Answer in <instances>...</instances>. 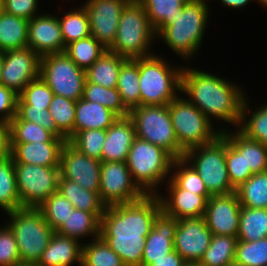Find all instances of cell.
Returning a JSON list of instances; mask_svg holds the SVG:
<instances>
[{
	"label": "cell",
	"mask_w": 267,
	"mask_h": 266,
	"mask_svg": "<svg viewBox=\"0 0 267 266\" xmlns=\"http://www.w3.org/2000/svg\"><path fill=\"white\" fill-rule=\"evenodd\" d=\"M145 195L133 181L126 162H101L99 196L106 206L132 203Z\"/></svg>",
	"instance_id": "4fadbf2b"
},
{
	"label": "cell",
	"mask_w": 267,
	"mask_h": 266,
	"mask_svg": "<svg viewBox=\"0 0 267 266\" xmlns=\"http://www.w3.org/2000/svg\"><path fill=\"white\" fill-rule=\"evenodd\" d=\"M5 12L4 0H0V16Z\"/></svg>",
	"instance_id": "6125c7cd"
},
{
	"label": "cell",
	"mask_w": 267,
	"mask_h": 266,
	"mask_svg": "<svg viewBox=\"0 0 267 266\" xmlns=\"http://www.w3.org/2000/svg\"><path fill=\"white\" fill-rule=\"evenodd\" d=\"M20 254L14 233L4 223L0 225V266L20 264Z\"/></svg>",
	"instance_id": "816d5d0a"
},
{
	"label": "cell",
	"mask_w": 267,
	"mask_h": 266,
	"mask_svg": "<svg viewBox=\"0 0 267 266\" xmlns=\"http://www.w3.org/2000/svg\"><path fill=\"white\" fill-rule=\"evenodd\" d=\"M221 135L242 155L246 169L255 174L267 170V146L250 139L237 128L229 129Z\"/></svg>",
	"instance_id": "d4e9b609"
},
{
	"label": "cell",
	"mask_w": 267,
	"mask_h": 266,
	"mask_svg": "<svg viewBox=\"0 0 267 266\" xmlns=\"http://www.w3.org/2000/svg\"><path fill=\"white\" fill-rule=\"evenodd\" d=\"M29 20L4 12L0 16V50L27 47Z\"/></svg>",
	"instance_id": "4dcf8cb0"
},
{
	"label": "cell",
	"mask_w": 267,
	"mask_h": 266,
	"mask_svg": "<svg viewBox=\"0 0 267 266\" xmlns=\"http://www.w3.org/2000/svg\"><path fill=\"white\" fill-rule=\"evenodd\" d=\"M9 154V123L0 120V157L7 156Z\"/></svg>",
	"instance_id": "9f6ffc18"
},
{
	"label": "cell",
	"mask_w": 267,
	"mask_h": 266,
	"mask_svg": "<svg viewBox=\"0 0 267 266\" xmlns=\"http://www.w3.org/2000/svg\"><path fill=\"white\" fill-rule=\"evenodd\" d=\"M229 266H242V265H239V264H236V263H232L231 265Z\"/></svg>",
	"instance_id": "e7e4bbea"
},
{
	"label": "cell",
	"mask_w": 267,
	"mask_h": 266,
	"mask_svg": "<svg viewBox=\"0 0 267 266\" xmlns=\"http://www.w3.org/2000/svg\"><path fill=\"white\" fill-rule=\"evenodd\" d=\"M169 114L178 145L186 152L212 143L221 132L183 94L169 104Z\"/></svg>",
	"instance_id": "ba28073f"
},
{
	"label": "cell",
	"mask_w": 267,
	"mask_h": 266,
	"mask_svg": "<svg viewBox=\"0 0 267 266\" xmlns=\"http://www.w3.org/2000/svg\"><path fill=\"white\" fill-rule=\"evenodd\" d=\"M53 91L41 77L28 83L18 95L17 105H32L33 108L49 109Z\"/></svg>",
	"instance_id": "c3c4849f"
},
{
	"label": "cell",
	"mask_w": 267,
	"mask_h": 266,
	"mask_svg": "<svg viewBox=\"0 0 267 266\" xmlns=\"http://www.w3.org/2000/svg\"><path fill=\"white\" fill-rule=\"evenodd\" d=\"M220 3H222V5L224 6V8L226 7V9L229 8L230 9H234V10H239L242 8L244 9V7L246 8L251 2L256 1V0H219Z\"/></svg>",
	"instance_id": "6f0895ef"
},
{
	"label": "cell",
	"mask_w": 267,
	"mask_h": 266,
	"mask_svg": "<svg viewBox=\"0 0 267 266\" xmlns=\"http://www.w3.org/2000/svg\"><path fill=\"white\" fill-rule=\"evenodd\" d=\"M15 266H37L36 264L20 263Z\"/></svg>",
	"instance_id": "be15d7a7"
},
{
	"label": "cell",
	"mask_w": 267,
	"mask_h": 266,
	"mask_svg": "<svg viewBox=\"0 0 267 266\" xmlns=\"http://www.w3.org/2000/svg\"><path fill=\"white\" fill-rule=\"evenodd\" d=\"M39 0H4L5 12L30 20L39 13Z\"/></svg>",
	"instance_id": "f5cc1de1"
},
{
	"label": "cell",
	"mask_w": 267,
	"mask_h": 266,
	"mask_svg": "<svg viewBox=\"0 0 267 266\" xmlns=\"http://www.w3.org/2000/svg\"><path fill=\"white\" fill-rule=\"evenodd\" d=\"M81 257L82 243L55 232L36 265L81 266Z\"/></svg>",
	"instance_id": "cb8c5ba5"
},
{
	"label": "cell",
	"mask_w": 267,
	"mask_h": 266,
	"mask_svg": "<svg viewBox=\"0 0 267 266\" xmlns=\"http://www.w3.org/2000/svg\"><path fill=\"white\" fill-rule=\"evenodd\" d=\"M82 98L103 105L118 117L129 116V110L123 104L120 93L116 88H106L86 80Z\"/></svg>",
	"instance_id": "b9f144b4"
},
{
	"label": "cell",
	"mask_w": 267,
	"mask_h": 266,
	"mask_svg": "<svg viewBox=\"0 0 267 266\" xmlns=\"http://www.w3.org/2000/svg\"><path fill=\"white\" fill-rule=\"evenodd\" d=\"M2 70H3V52H0V84H1Z\"/></svg>",
	"instance_id": "91938a15"
},
{
	"label": "cell",
	"mask_w": 267,
	"mask_h": 266,
	"mask_svg": "<svg viewBox=\"0 0 267 266\" xmlns=\"http://www.w3.org/2000/svg\"><path fill=\"white\" fill-rule=\"evenodd\" d=\"M235 192L242 207L267 209V170L253 174Z\"/></svg>",
	"instance_id": "d590c367"
},
{
	"label": "cell",
	"mask_w": 267,
	"mask_h": 266,
	"mask_svg": "<svg viewBox=\"0 0 267 266\" xmlns=\"http://www.w3.org/2000/svg\"><path fill=\"white\" fill-rule=\"evenodd\" d=\"M183 266H203L199 261L185 262Z\"/></svg>",
	"instance_id": "680465c9"
},
{
	"label": "cell",
	"mask_w": 267,
	"mask_h": 266,
	"mask_svg": "<svg viewBox=\"0 0 267 266\" xmlns=\"http://www.w3.org/2000/svg\"><path fill=\"white\" fill-rule=\"evenodd\" d=\"M170 178L181 189L196 192L197 195H203L207 199L211 197L197 171L183 157L173 160Z\"/></svg>",
	"instance_id": "7bdbcfd3"
},
{
	"label": "cell",
	"mask_w": 267,
	"mask_h": 266,
	"mask_svg": "<svg viewBox=\"0 0 267 266\" xmlns=\"http://www.w3.org/2000/svg\"><path fill=\"white\" fill-rule=\"evenodd\" d=\"M136 137L163 148L174 159L184 151L178 145L168 105H140L129 111Z\"/></svg>",
	"instance_id": "9c48e42d"
},
{
	"label": "cell",
	"mask_w": 267,
	"mask_h": 266,
	"mask_svg": "<svg viewBox=\"0 0 267 266\" xmlns=\"http://www.w3.org/2000/svg\"><path fill=\"white\" fill-rule=\"evenodd\" d=\"M40 60L28 46L3 52L1 84L19 95L28 83L40 77Z\"/></svg>",
	"instance_id": "5bb4252c"
},
{
	"label": "cell",
	"mask_w": 267,
	"mask_h": 266,
	"mask_svg": "<svg viewBox=\"0 0 267 266\" xmlns=\"http://www.w3.org/2000/svg\"><path fill=\"white\" fill-rule=\"evenodd\" d=\"M249 98L247 95L243 101L237 129L246 137L267 146V101L252 107Z\"/></svg>",
	"instance_id": "83f0119b"
},
{
	"label": "cell",
	"mask_w": 267,
	"mask_h": 266,
	"mask_svg": "<svg viewBox=\"0 0 267 266\" xmlns=\"http://www.w3.org/2000/svg\"><path fill=\"white\" fill-rule=\"evenodd\" d=\"M106 130L90 129L75 133L68 142L84 155L101 161Z\"/></svg>",
	"instance_id": "7dc6e473"
},
{
	"label": "cell",
	"mask_w": 267,
	"mask_h": 266,
	"mask_svg": "<svg viewBox=\"0 0 267 266\" xmlns=\"http://www.w3.org/2000/svg\"><path fill=\"white\" fill-rule=\"evenodd\" d=\"M43 12L29 20L27 46L40 57L65 52L58 16Z\"/></svg>",
	"instance_id": "d6986e66"
},
{
	"label": "cell",
	"mask_w": 267,
	"mask_h": 266,
	"mask_svg": "<svg viewBox=\"0 0 267 266\" xmlns=\"http://www.w3.org/2000/svg\"><path fill=\"white\" fill-rule=\"evenodd\" d=\"M225 161L231 185L236 189L253 175L242 156L227 140Z\"/></svg>",
	"instance_id": "f907efd6"
},
{
	"label": "cell",
	"mask_w": 267,
	"mask_h": 266,
	"mask_svg": "<svg viewBox=\"0 0 267 266\" xmlns=\"http://www.w3.org/2000/svg\"><path fill=\"white\" fill-rule=\"evenodd\" d=\"M73 9L63 11L61 17L58 16L64 45L80 40L91 35L89 17L85 7L81 4ZM65 12V13H64Z\"/></svg>",
	"instance_id": "e575fe53"
},
{
	"label": "cell",
	"mask_w": 267,
	"mask_h": 266,
	"mask_svg": "<svg viewBox=\"0 0 267 266\" xmlns=\"http://www.w3.org/2000/svg\"><path fill=\"white\" fill-rule=\"evenodd\" d=\"M104 212H87L74 209L70 216L56 233L81 241L91 237L90 240L100 236V218Z\"/></svg>",
	"instance_id": "4316f807"
},
{
	"label": "cell",
	"mask_w": 267,
	"mask_h": 266,
	"mask_svg": "<svg viewBox=\"0 0 267 266\" xmlns=\"http://www.w3.org/2000/svg\"><path fill=\"white\" fill-rule=\"evenodd\" d=\"M241 204L236 192L211 195L204 219L213 235L237 236Z\"/></svg>",
	"instance_id": "ac0fdd59"
},
{
	"label": "cell",
	"mask_w": 267,
	"mask_h": 266,
	"mask_svg": "<svg viewBox=\"0 0 267 266\" xmlns=\"http://www.w3.org/2000/svg\"><path fill=\"white\" fill-rule=\"evenodd\" d=\"M144 7L151 26L157 35L178 13L188 0H138Z\"/></svg>",
	"instance_id": "836d02e7"
},
{
	"label": "cell",
	"mask_w": 267,
	"mask_h": 266,
	"mask_svg": "<svg viewBox=\"0 0 267 266\" xmlns=\"http://www.w3.org/2000/svg\"><path fill=\"white\" fill-rule=\"evenodd\" d=\"M186 65L185 63L181 75V94H185L184 96L221 133L233 129V126L237 128L240 123L243 101L248 93L245 91L247 89L229 81L230 79L226 77L223 78L220 74L216 75L210 71L192 67L190 64ZM218 122L227 123L228 126L225 124L223 126L222 123L217 124Z\"/></svg>",
	"instance_id": "7a4b0ae2"
},
{
	"label": "cell",
	"mask_w": 267,
	"mask_h": 266,
	"mask_svg": "<svg viewBox=\"0 0 267 266\" xmlns=\"http://www.w3.org/2000/svg\"><path fill=\"white\" fill-rule=\"evenodd\" d=\"M126 60L107 50L85 71L86 80L106 88H116L120 68Z\"/></svg>",
	"instance_id": "f1b7e54d"
},
{
	"label": "cell",
	"mask_w": 267,
	"mask_h": 266,
	"mask_svg": "<svg viewBox=\"0 0 267 266\" xmlns=\"http://www.w3.org/2000/svg\"><path fill=\"white\" fill-rule=\"evenodd\" d=\"M234 263L242 266H267V237L255 241L238 240Z\"/></svg>",
	"instance_id": "bcb514c9"
},
{
	"label": "cell",
	"mask_w": 267,
	"mask_h": 266,
	"mask_svg": "<svg viewBox=\"0 0 267 266\" xmlns=\"http://www.w3.org/2000/svg\"><path fill=\"white\" fill-rule=\"evenodd\" d=\"M208 2L209 0H188L182 12L156 35V40L163 42L184 64H191V60H196L194 57L199 56L198 52L201 51L206 28L211 21L212 10Z\"/></svg>",
	"instance_id": "3957f363"
},
{
	"label": "cell",
	"mask_w": 267,
	"mask_h": 266,
	"mask_svg": "<svg viewBox=\"0 0 267 266\" xmlns=\"http://www.w3.org/2000/svg\"><path fill=\"white\" fill-rule=\"evenodd\" d=\"M237 236L213 235L200 263L203 266H229L234 263Z\"/></svg>",
	"instance_id": "74e56055"
},
{
	"label": "cell",
	"mask_w": 267,
	"mask_h": 266,
	"mask_svg": "<svg viewBox=\"0 0 267 266\" xmlns=\"http://www.w3.org/2000/svg\"><path fill=\"white\" fill-rule=\"evenodd\" d=\"M267 237V209L241 207L238 240L255 241Z\"/></svg>",
	"instance_id": "8d00e7d4"
},
{
	"label": "cell",
	"mask_w": 267,
	"mask_h": 266,
	"mask_svg": "<svg viewBox=\"0 0 267 266\" xmlns=\"http://www.w3.org/2000/svg\"><path fill=\"white\" fill-rule=\"evenodd\" d=\"M66 142L9 143L13 163L59 167L61 150Z\"/></svg>",
	"instance_id": "603a6c76"
},
{
	"label": "cell",
	"mask_w": 267,
	"mask_h": 266,
	"mask_svg": "<svg viewBox=\"0 0 267 266\" xmlns=\"http://www.w3.org/2000/svg\"><path fill=\"white\" fill-rule=\"evenodd\" d=\"M177 220L161 211L149 235L146 237L142 265H150L174 250L173 240Z\"/></svg>",
	"instance_id": "44dd1931"
},
{
	"label": "cell",
	"mask_w": 267,
	"mask_h": 266,
	"mask_svg": "<svg viewBox=\"0 0 267 266\" xmlns=\"http://www.w3.org/2000/svg\"><path fill=\"white\" fill-rule=\"evenodd\" d=\"M135 138L136 133L132 119L129 116L118 117L106 130L101 162H125Z\"/></svg>",
	"instance_id": "7402d4cb"
},
{
	"label": "cell",
	"mask_w": 267,
	"mask_h": 266,
	"mask_svg": "<svg viewBox=\"0 0 267 266\" xmlns=\"http://www.w3.org/2000/svg\"><path fill=\"white\" fill-rule=\"evenodd\" d=\"M18 194L22 207L38 208L58 190L59 167L14 163Z\"/></svg>",
	"instance_id": "7c38bea8"
},
{
	"label": "cell",
	"mask_w": 267,
	"mask_h": 266,
	"mask_svg": "<svg viewBox=\"0 0 267 266\" xmlns=\"http://www.w3.org/2000/svg\"><path fill=\"white\" fill-rule=\"evenodd\" d=\"M184 263V259L175 250H173L165 257L159 260H154L152 264L142 266H183Z\"/></svg>",
	"instance_id": "11a10c76"
},
{
	"label": "cell",
	"mask_w": 267,
	"mask_h": 266,
	"mask_svg": "<svg viewBox=\"0 0 267 266\" xmlns=\"http://www.w3.org/2000/svg\"><path fill=\"white\" fill-rule=\"evenodd\" d=\"M118 116L103 105L79 99L76 103L74 134L90 129L107 130Z\"/></svg>",
	"instance_id": "484cf974"
},
{
	"label": "cell",
	"mask_w": 267,
	"mask_h": 266,
	"mask_svg": "<svg viewBox=\"0 0 267 266\" xmlns=\"http://www.w3.org/2000/svg\"><path fill=\"white\" fill-rule=\"evenodd\" d=\"M162 211L157 195L124 204L106 206L100 218V237L125 266H142L146 237Z\"/></svg>",
	"instance_id": "6da1fadb"
},
{
	"label": "cell",
	"mask_w": 267,
	"mask_h": 266,
	"mask_svg": "<svg viewBox=\"0 0 267 266\" xmlns=\"http://www.w3.org/2000/svg\"><path fill=\"white\" fill-rule=\"evenodd\" d=\"M159 55L139 58L140 105H168L181 93L184 65Z\"/></svg>",
	"instance_id": "5b68a950"
},
{
	"label": "cell",
	"mask_w": 267,
	"mask_h": 266,
	"mask_svg": "<svg viewBox=\"0 0 267 266\" xmlns=\"http://www.w3.org/2000/svg\"><path fill=\"white\" fill-rule=\"evenodd\" d=\"M18 94L0 84V120L10 122L17 115Z\"/></svg>",
	"instance_id": "db71d44e"
},
{
	"label": "cell",
	"mask_w": 267,
	"mask_h": 266,
	"mask_svg": "<svg viewBox=\"0 0 267 266\" xmlns=\"http://www.w3.org/2000/svg\"><path fill=\"white\" fill-rule=\"evenodd\" d=\"M105 48L92 35L71 42L65 53L81 69L87 70L105 51Z\"/></svg>",
	"instance_id": "60d3db41"
},
{
	"label": "cell",
	"mask_w": 267,
	"mask_h": 266,
	"mask_svg": "<svg viewBox=\"0 0 267 266\" xmlns=\"http://www.w3.org/2000/svg\"><path fill=\"white\" fill-rule=\"evenodd\" d=\"M12 120L34 122L52 132L56 137L67 139V137L56 127L54 119L49 111L44 110V108H33L32 105H17V115Z\"/></svg>",
	"instance_id": "681fc988"
},
{
	"label": "cell",
	"mask_w": 267,
	"mask_h": 266,
	"mask_svg": "<svg viewBox=\"0 0 267 266\" xmlns=\"http://www.w3.org/2000/svg\"><path fill=\"white\" fill-rule=\"evenodd\" d=\"M76 103L75 100L54 95L48 109L56 127L67 137V140L74 135Z\"/></svg>",
	"instance_id": "ee69618b"
},
{
	"label": "cell",
	"mask_w": 267,
	"mask_h": 266,
	"mask_svg": "<svg viewBox=\"0 0 267 266\" xmlns=\"http://www.w3.org/2000/svg\"><path fill=\"white\" fill-rule=\"evenodd\" d=\"M139 59H127L121 66L116 89L125 107L140 106Z\"/></svg>",
	"instance_id": "f546056e"
},
{
	"label": "cell",
	"mask_w": 267,
	"mask_h": 266,
	"mask_svg": "<svg viewBox=\"0 0 267 266\" xmlns=\"http://www.w3.org/2000/svg\"><path fill=\"white\" fill-rule=\"evenodd\" d=\"M22 208L16 174L11 155L0 157V209L2 212H12Z\"/></svg>",
	"instance_id": "d6a6232c"
},
{
	"label": "cell",
	"mask_w": 267,
	"mask_h": 266,
	"mask_svg": "<svg viewBox=\"0 0 267 266\" xmlns=\"http://www.w3.org/2000/svg\"><path fill=\"white\" fill-rule=\"evenodd\" d=\"M130 0H85L91 35L109 49L115 39L123 8Z\"/></svg>",
	"instance_id": "9a60e30c"
},
{
	"label": "cell",
	"mask_w": 267,
	"mask_h": 266,
	"mask_svg": "<svg viewBox=\"0 0 267 266\" xmlns=\"http://www.w3.org/2000/svg\"><path fill=\"white\" fill-rule=\"evenodd\" d=\"M212 236L204 217L177 220L174 250L185 262L200 261L210 246Z\"/></svg>",
	"instance_id": "e0dca14e"
},
{
	"label": "cell",
	"mask_w": 267,
	"mask_h": 266,
	"mask_svg": "<svg viewBox=\"0 0 267 266\" xmlns=\"http://www.w3.org/2000/svg\"><path fill=\"white\" fill-rule=\"evenodd\" d=\"M156 39L143 5L130 0L121 12L114 42L108 50L125 59L149 57L157 53L154 47L151 49Z\"/></svg>",
	"instance_id": "277c9868"
},
{
	"label": "cell",
	"mask_w": 267,
	"mask_h": 266,
	"mask_svg": "<svg viewBox=\"0 0 267 266\" xmlns=\"http://www.w3.org/2000/svg\"><path fill=\"white\" fill-rule=\"evenodd\" d=\"M225 155L226 139L222 135L212 143L184 153L183 158L197 171L210 195L228 194L236 190L228 177Z\"/></svg>",
	"instance_id": "30bf717a"
},
{
	"label": "cell",
	"mask_w": 267,
	"mask_h": 266,
	"mask_svg": "<svg viewBox=\"0 0 267 266\" xmlns=\"http://www.w3.org/2000/svg\"><path fill=\"white\" fill-rule=\"evenodd\" d=\"M173 160L163 148L136 137L125 162L138 187L146 195H157L171 177Z\"/></svg>",
	"instance_id": "8992f818"
},
{
	"label": "cell",
	"mask_w": 267,
	"mask_h": 266,
	"mask_svg": "<svg viewBox=\"0 0 267 266\" xmlns=\"http://www.w3.org/2000/svg\"><path fill=\"white\" fill-rule=\"evenodd\" d=\"M81 266H125L118 254L99 236L82 243Z\"/></svg>",
	"instance_id": "ab89813d"
},
{
	"label": "cell",
	"mask_w": 267,
	"mask_h": 266,
	"mask_svg": "<svg viewBox=\"0 0 267 266\" xmlns=\"http://www.w3.org/2000/svg\"><path fill=\"white\" fill-rule=\"evenodd\" d=\"M40 77L54 95L75 101L83 96L86 81L85 70L79 68L65 52L42 56Z\"/></svg>",
	"instance_id": "8fae6325"
},
{
	"label": "cell",
	"mask_w": 267,
	"mask_h": 266,
	"mask_svg": "<svg viewBox=\"0 0 267 266\" xmlns=\"http://www.w3.org/2000/svg\"><path fill=\"white\" fill-rule=\"evenodd\" d=\"M6 215V224L14 233L18 245L20 262L37 264L55 231L38 208L22 207Z\"/></svg>",
	"instance_id": "52a82bcc"
},
{
	"label": "cell",
	"mask_w": 267,
	"mask_h": 266,
	"mask_svg": "<svg viewBox=\"0 0 267 266\" xmlns=\"http://www.w3.org/2000/svg\"><path fill=\"white\" fill-rule=\"evenodd\" d=\"M59 168V179H69L84 189L99 192L101 161L84 155L68 141L62 147Z\"/></svg>",
	"instance_id": "2e32d148"
},
{
	"label": "cell",
	"mask_w": 267,
	"mask_h": 266,
	"mask_svg": "<svg viewBox=\"0 0 267 266\" xmlns=\"http://www.w3.org/2000/svg\"><path fill=\"white\" fill-rule=\"evenodd\" d=\"M260 6L264 7L265 9L267 8V0H256ZM267 10V9H266Z\"/></svg>",
	"instance_id": "94428289"
},
{
	"label": "cell",
	"mask_w": 267,
	"mask_h": 266,
	"mask_svg": "<svg viewBox=\"0 0 267 266\" xmlns=\"http://www.w3.org/2000/svg\"><path fill=\"white\" fill-rule=\"evenodd\" d=\"M67 141V139L56 137L52 132L34 122L25 120H11L9 122V143Z\"/></svg>",
	"instance_id": "f35d334b"
},
{
	"label": "cell",
	"mask_w": 267,
	"mask_h": 266,
	"mask_svg": "<svg viewBox=\"0 0 267 266\" xmlns=\"http://www.w3.org/2000/svg\"><path fill=\"white\" fill-rule=\"evenodd\" d=\"M69 200L75 209L87 212H104L106 205L101 201L99 192L82 188L69 179H59L58 190Z\"/></svg>",
	"instance_id": "1f68e13d"
},
{
	"label": "cell",
	"mask_w": 267,
	"mask_h": 266,
	"mask_svg": "<svg viewBox=\"0 0 267 266\" xmlns=\"http://www.w3.org/2000/svg\"><path fill=\"white\" fill-rule=\"evenodd\" d=\"M164 195L157 194L162 211L176 220L204 217L208 199L196 192L181 189L171 178L164 184Z\"/></svg>",
	"instance_id": "ffe728a7"
},
{
	"label": "cell",
	"mask_w": 267,
	"mask_h": 266,
	"mask_svg": "<svg viewBox=\"0 0 267 266\" xmlns=\"http://www.w3.org/2000/svg\"><path fill=\"white\" fill-rule=\"evenodd\" d=\"M38 209L48 225L56 232L75 208L66 197L57 191L48 197Z\"/></svg>",
	"instance_id": "f6af8a7d"
}]
</instances>
